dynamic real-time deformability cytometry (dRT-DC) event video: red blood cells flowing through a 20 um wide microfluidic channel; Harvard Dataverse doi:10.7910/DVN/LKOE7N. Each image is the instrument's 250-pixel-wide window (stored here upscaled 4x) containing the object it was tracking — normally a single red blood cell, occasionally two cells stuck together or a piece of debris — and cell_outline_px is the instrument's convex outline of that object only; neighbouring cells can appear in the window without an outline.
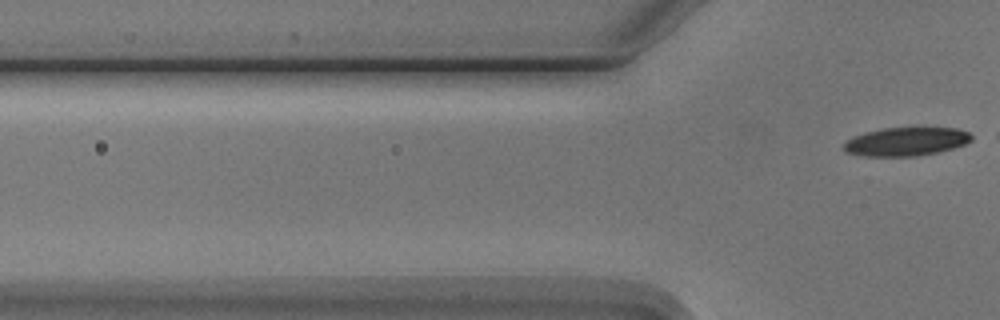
{"species": "Egyptian fruit bat (a non-hibernating species)", "species_latin": "Rousettus aegyptiacus", "temperature_condition": "cold", "stored_images_in_passage": 7, "segment_of_instrument_passage": [2, 2], "camera_frame_rate_fps": 3000, "um_per_image_px": 0.085, "animal": {"sex": "male"}, "frame": {"image": 1, "passage_image": 7, "time_ms": 7.333, "image_size_px": [1000, 320], "cell_outline_px": [[972, 140], [964, 144], [952, 148], [936, 152], [916, 156], [864, 156], [844, 152], [844, 144], [852, 136], [864, 132], [884, 128], [956, 128], [968, 132], [972, 136]], "centroid_in_image_um": [76.98, 12.03], "position_along_channel_um": 48.8, "area_um2": 21.1}}